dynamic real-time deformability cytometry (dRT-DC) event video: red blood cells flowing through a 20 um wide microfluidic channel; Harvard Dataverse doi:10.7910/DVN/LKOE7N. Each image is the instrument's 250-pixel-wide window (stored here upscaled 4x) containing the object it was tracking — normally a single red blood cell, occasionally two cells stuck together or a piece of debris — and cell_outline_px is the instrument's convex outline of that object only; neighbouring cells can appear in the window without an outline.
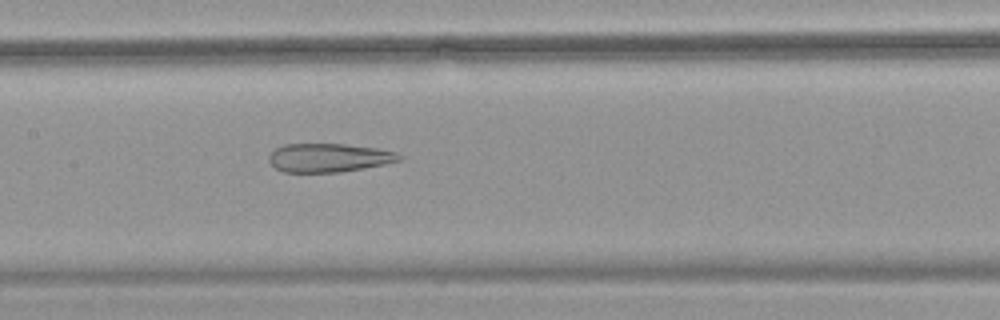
{"species": "common noctule bat (a hibernating species)", "species_latin": "Nyctalus noctula", "temperature_condition": "warm", "stored_images_in_passage": 51, "camera_frame_rate_fps": 3000, "um_per_image_px": 0.085, "animal": {"sex": "female", "body_mass_g": 18.4}, "frame": {"image": 1, "passage_image": 27, "time_ms": 8.667, "image_size_px": [1000, 320], "cell_outline_px": [[404, 160], [364, 168], [340, 172], [284, 172], [276, 168], [268, 160], [268, 156], [276, 148], [284, 144], [344, 144], [376, 148], [396, 152], [404, 156]], "centroid_in_image_um": [27.98, 13.41], "position_along_channel_um": 179.4, "area_um2": 21.79}}
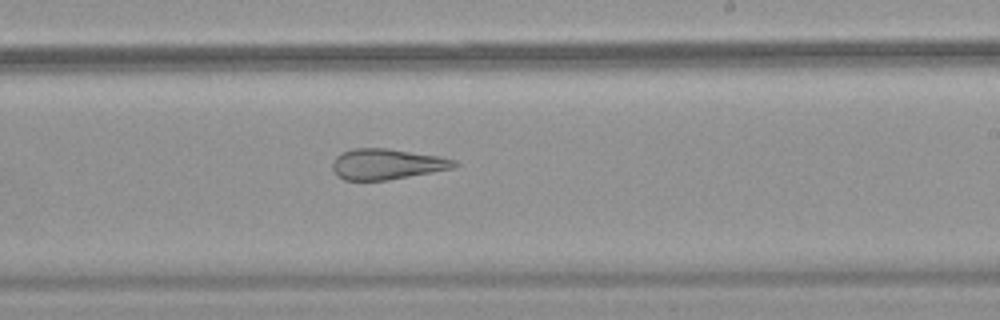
{"frame": {"image": 2, "passage_image": 33, "time_ms": 10.667, "image_size_px": [1000, 320], "cell_outline_px": [[460, 164], [452, 168], [432, 172], [388, 180], [344, 180], [336, 176], [332, 168], [332, 164], [336, 156], [340, 152], [352, 148], [384, 148], [440, 156], [456, 160]], "centroid_in_image_um": [32.85, 13.95], "position_along_channel_um": 256.2, "area_um2": 21.85}}
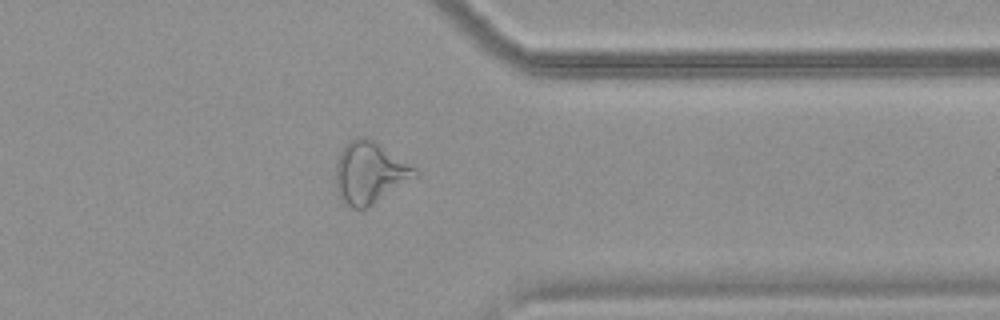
{"frame": {"image": 3, "passage_image": 43, "time_ms": 14.0, "image_size_px": [1000, 320], "cell_outline_px": [[416, 176], [372, 204], [364, 208], [352, 208], [340, 200], [336, 188], [336, 160], [340, 152], [356, 136], [364, 136], [372, 140], [412, 164], [416, 168]], "centroid_in_image_um": [31.39, 14.67], "position_along_channel_um": 380.0, "area_um2": 27.92}, "authors_computed_cell_mechanics": {"area_um2": 29.5936, "velocity_mm_per_s": 3.8475, "shape_relaxation_time_tau1_ms": null, "shape_relaxation_time_tau2_ms": 2.6196, "deformation_change_tau1": null, "deformation_change_tau2": 0.1449}}